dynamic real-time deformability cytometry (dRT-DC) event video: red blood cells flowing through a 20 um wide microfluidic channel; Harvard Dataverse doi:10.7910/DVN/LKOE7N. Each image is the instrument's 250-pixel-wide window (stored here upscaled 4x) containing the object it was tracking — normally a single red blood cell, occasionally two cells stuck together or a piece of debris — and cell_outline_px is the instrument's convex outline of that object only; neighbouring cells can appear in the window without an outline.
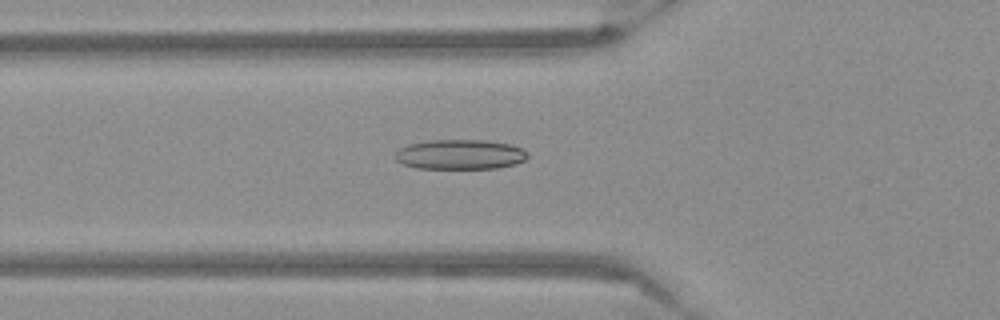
{"species": "Egyptian fruit bat (a non-hibernating species)", "species_latin": "Rousettus aegyptiacus", "temperature_condition": "warm", "stored_images_in_passage": 45, "camera_frame_rate_fps": 3000, "um_per_image_px": 0.085, "frame": {"image": 1, "passage_image": 11, "time_ms": 3.333, "image_size_px": [1000, 320], "cell_outline_px": [[528, 156], [524, 160], [516, 164], [496, 168], [416, 168], [404, 164], [396, 160], [396, 152], [400, 148], [408, 144], [428, 140], [484, 140], [512, 144], [524, 148], [528, 152]], "centroid_in_image_um": [39.15, 13.12], "position_along_channel_um": 86.7, "area_um2": 23.12}}
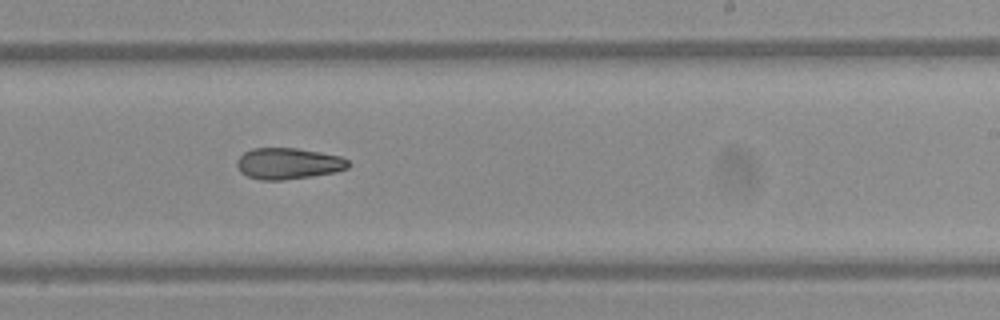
{"frame": {"image": 2, "passage_image": 25, "time_ms": 8.0, "image_size_px": [1000, 320], "cell_outline_px": [[352, 164], [348, 168], [336, 172], [312, 176], [284, 180], [260, 180], [248, 176], [240, 172], [236, 164], [236, 160], [244, 152], [252, 148], [296, 148], [320, 152], [340, 156], [348, 160]], "centroid_in_image_um": [24.51, 13.9], "position_along_channel_um": 264.5, "area_um2": 20.46}}
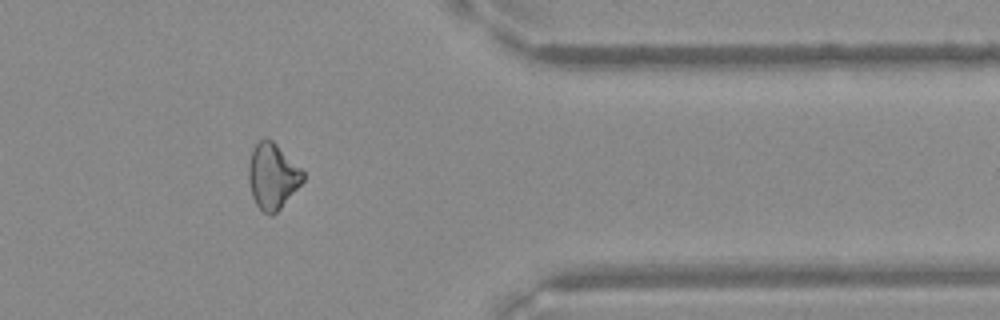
{"frame": {"image": 3, "passage_image": 36, "time_ms": 11.667, "image_size_px": [1000, 320], "cell_outline_px": [[304, 180], [280, 208], [272, 216], [268, 216], [256, 204], [252, 196], [248, 180], [248, 164], [252, 152], [256, 144], [264, 136], [272, 140], [304, 172]], "centroid_in_image_um": [23.14, 14.98], "position_along_channel_um": 388.3, "area_um2": 20.58}}